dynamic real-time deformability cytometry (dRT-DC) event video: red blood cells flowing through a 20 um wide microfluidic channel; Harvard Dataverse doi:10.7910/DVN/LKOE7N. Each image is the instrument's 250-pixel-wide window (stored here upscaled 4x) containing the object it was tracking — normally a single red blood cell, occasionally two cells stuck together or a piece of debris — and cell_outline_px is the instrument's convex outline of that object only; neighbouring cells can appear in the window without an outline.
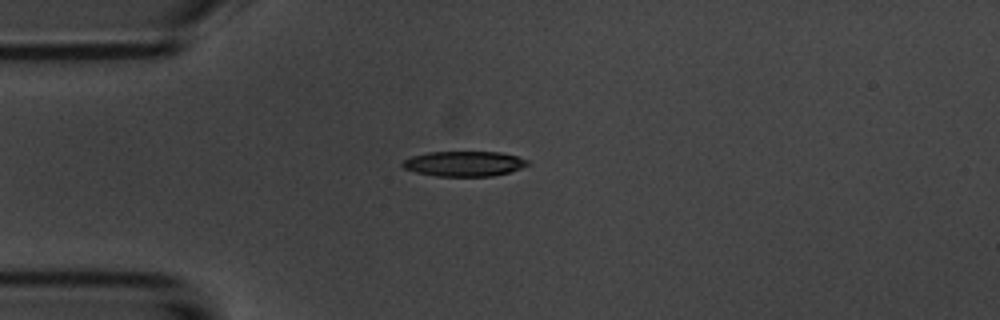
{"species": "common noctule bat (a hibernating species)", "species_latin": "Nyctalus noctula", "temperature_condition": "room temperature", "stored_images_in_passage": 1, "camera_frame_rate_fps": 3000, "um_per_image_px": 0.085, "animal": {"sex": "male", "body_mass_g": 20.1, "forearm_length_mm": 53.5}, "frame": {"image": 1, "passage_image": 1, "time_ms": 0.0, "image_size_px": [1000, 320], "cell_outline_px": [[528, 164], [520, 168], [508, 172], [492, 176], [436, 176], [416, 172], [404, 168], [400, 164], [404, 160], [412, 156], [428, 152], [500, 152], [516, 156], [528, 160]], "centroid_in_image_um": [39.42, 13.91], "position_along_channel_um": 45.6, "area_um2": 18.15}}